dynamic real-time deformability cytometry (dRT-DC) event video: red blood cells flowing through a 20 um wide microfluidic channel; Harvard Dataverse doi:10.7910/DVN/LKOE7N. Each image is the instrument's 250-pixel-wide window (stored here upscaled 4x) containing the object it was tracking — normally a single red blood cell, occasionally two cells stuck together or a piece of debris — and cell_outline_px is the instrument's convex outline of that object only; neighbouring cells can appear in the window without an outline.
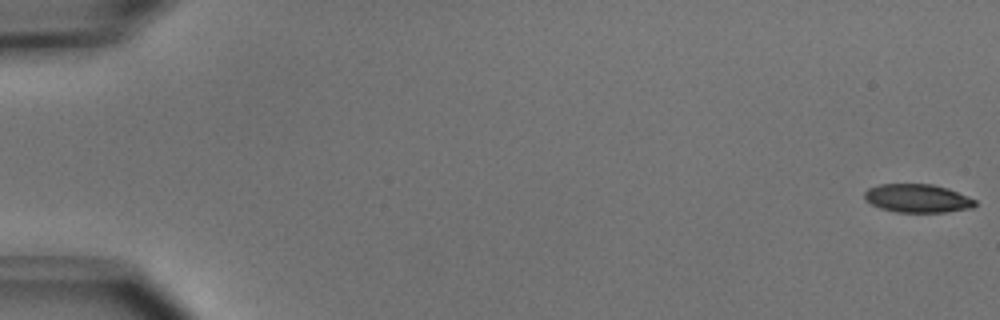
{"species": "common noctule bat (a hibernating species)", "species_latin": "Nyctalus noctula", "temperature_condition": "cold", "stored_images_in_passage": 52, "camera_frame_rate_fps": 3000, "um_per_image_px": 0.085, "animal": {"sex": "male", "body_mass_g": 15.6}, "frame": {"image": 1, "passage_image": 1, "time_ms": 0.0, "image_size_px": [1000, 320], "cell_outline_px": [[976, 204], [972, 208], [944, 212], [896, 212], [880, 208], [864, 200], [864, 192], [868, 188], [880, 184], [932, 184], [948, 188], [976, 200]], "centroid_in_image_um": [77.96, 16.85], "position_along_channel_um": 7.0, "area_um2": 18.32}}
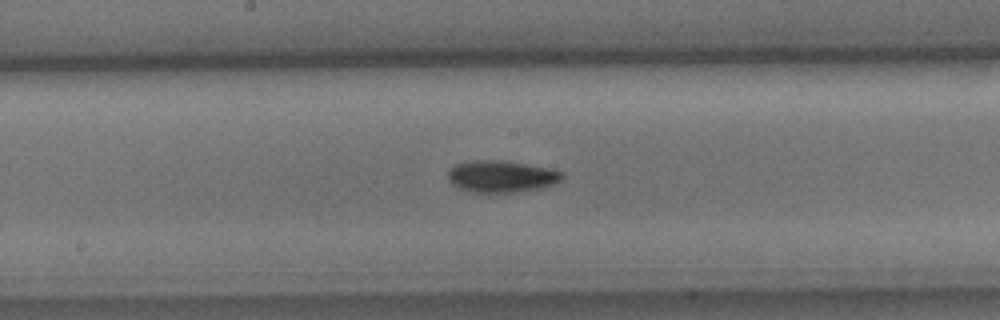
{"frame": {"image": 2, "passage_image": 28, "time_ms": 9.0, "image_size_px": [1000, 320], "cell_outline_px": [[564, 176], [560, 180], [552, 184], [540, 188], [516, 192], [476, 192], [460, 188], [452, 184], [448, 180], [448, 168], [456, 164], [472, 160], [504, 160], [548, 168], [564, 172]], "centroid_in_image_um": [42.6, 14.98], "position_along_channel_um": 205.6, "area_um2": 21.1}}
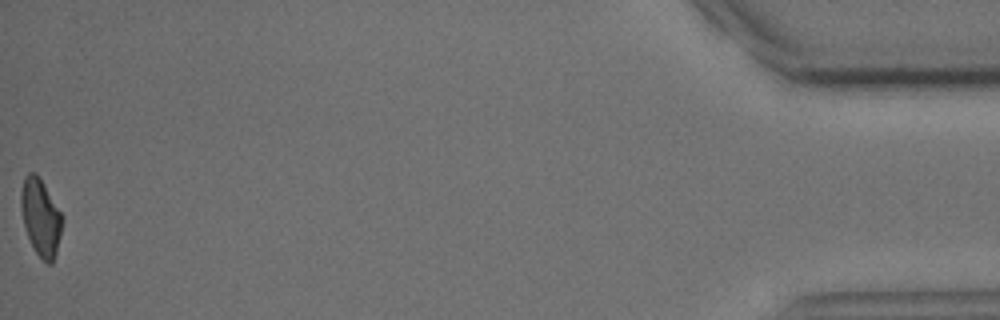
{"frame": {"image": 3, "passage_image": 52, "time_ms": 17.0, "image_size_px": [1000, 320], "cell_outline_px": [[64, 220], [56, 252], [52, 264], [48, 264], [36, 252], [28, 236], [24, 224], [20, 208], [20, 192], [24, 176], [28, 172], [36, 172], [40, 176], [64, 216]], "centroid_in_image_um": [3.47, 18.4], "position_along_channel_um": 431.7, "area_um2": 18.79}, "authors_computed_cell_mechanics": {"area_um2": 19.6809, "velocity_mm_per_s": 3.9544, "shape_relaxation_time_tau1_ms": 2.832, "shape_relaxation_time_tau2_ms": null, "deformation_change_tau1": 0.1258, "deformation_change_tau2": null}}